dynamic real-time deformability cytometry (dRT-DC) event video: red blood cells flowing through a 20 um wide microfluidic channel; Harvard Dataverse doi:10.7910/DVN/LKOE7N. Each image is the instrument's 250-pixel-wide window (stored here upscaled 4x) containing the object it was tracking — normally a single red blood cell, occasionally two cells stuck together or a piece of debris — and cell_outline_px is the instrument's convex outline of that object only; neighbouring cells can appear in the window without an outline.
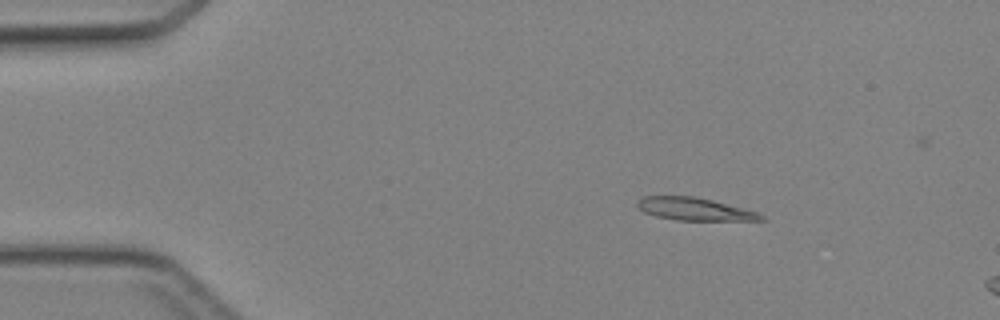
{"species": "Egyptian fruit bat (a non-hibernating species)", "species_latin": "Rousettus aegyptiacus", "temperature_condition": "cold", "stored_images_in_passage": 14, "camera_frame_rate_fps": 3000, "um_per_image_px": 0.085, "animal": {"sex": "female"}, "frame": {"image": 1, "passage_image": 7, "time_ms": 2.0, "image_size_px": [1000, 320], "cell_outline_px": [[768, 220], [676, 220], [656, 216], [644, 212], [636, 204], [644, 196], [692, 196], [712, 200], [756, 212], [764, 216]], "centroid_in_image_um": [59.03, 17.77], "position_along_channel_um": 26.0, "area_um2": 16.01}}